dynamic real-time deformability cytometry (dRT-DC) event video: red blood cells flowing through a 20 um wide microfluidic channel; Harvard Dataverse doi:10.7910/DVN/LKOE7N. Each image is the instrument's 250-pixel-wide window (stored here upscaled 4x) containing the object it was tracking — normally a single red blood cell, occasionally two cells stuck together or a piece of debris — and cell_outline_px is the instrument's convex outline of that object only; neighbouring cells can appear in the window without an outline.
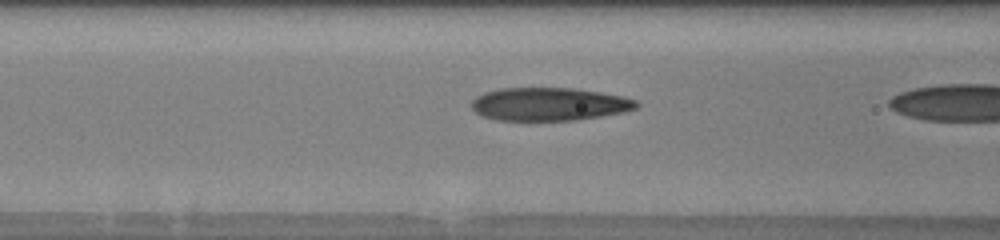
{"species": "human", "species_latin": "Homo sapiens", "temperature_condition": "warm", "stored_images_in_passage": 23, "segment_of_instrument_passage": [2, 2], "camera_frame_rate_fps": 3000, "um_per_image_px": 0.085, "donor": {"sex": "male"}, "frame": {"image": 1, "passage_image": 21, "time_ms": 6.667, "image_size_px": [1000, 240], "cell_outline_px": [[640, 104], [636, 108], [624, 112], [576, 120], [496, 120], [480, 116], [472, 108], [472, 100], [476, 96], [484, 92], [500, 88], [576, 88], [624, 96], [636, 100]], "centroid_in_image_um": [46.67, 8.85], "position_along_channel_um": 119.9, "area_um2": 31.96}}